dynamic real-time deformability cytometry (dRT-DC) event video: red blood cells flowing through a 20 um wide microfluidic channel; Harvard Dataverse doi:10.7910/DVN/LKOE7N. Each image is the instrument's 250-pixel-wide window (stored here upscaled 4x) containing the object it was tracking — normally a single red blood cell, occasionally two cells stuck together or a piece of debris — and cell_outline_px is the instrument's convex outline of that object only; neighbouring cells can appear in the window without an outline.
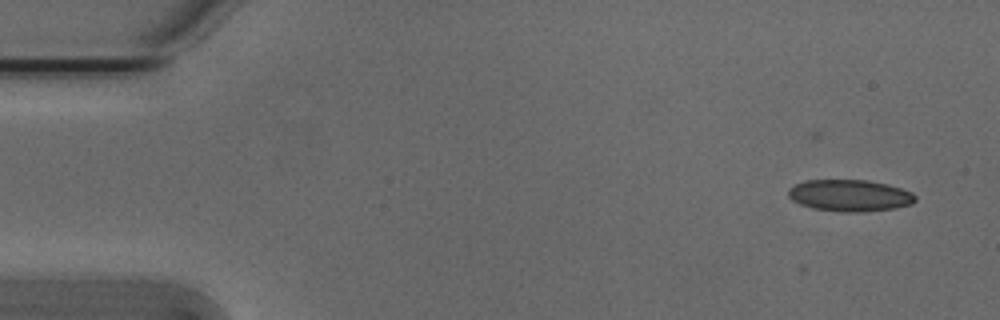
{"species": "Egyptian fruit bat (a non-hibernating species)", "species_latin": "Rousettus aegyptiacus", "temperature_condition": "cold", "stored_images_in_passage": 2, "camera_frame_rate_fps": 3000, "um_per_image_px": 0.085, "animal": {"sex": "male"}, "frame": {"image": 1, "passage_image": 2, "time_ms": 0.333, "image_size_px": [1000, 320], "cell_outline_px": [[916, 200], [912, 204], [896, 208], [864, 212], [840, 212], [812, 208], [800, 204], [792, 200], [788, 196], [788, 188], [804, 180], [868, 180], [888, 184], [912, 192], [916, 196]], "centroid_in_image_um": [72.24, 16.62], "position_along_channel_um": 12.8, "area_um2": 23.7}}